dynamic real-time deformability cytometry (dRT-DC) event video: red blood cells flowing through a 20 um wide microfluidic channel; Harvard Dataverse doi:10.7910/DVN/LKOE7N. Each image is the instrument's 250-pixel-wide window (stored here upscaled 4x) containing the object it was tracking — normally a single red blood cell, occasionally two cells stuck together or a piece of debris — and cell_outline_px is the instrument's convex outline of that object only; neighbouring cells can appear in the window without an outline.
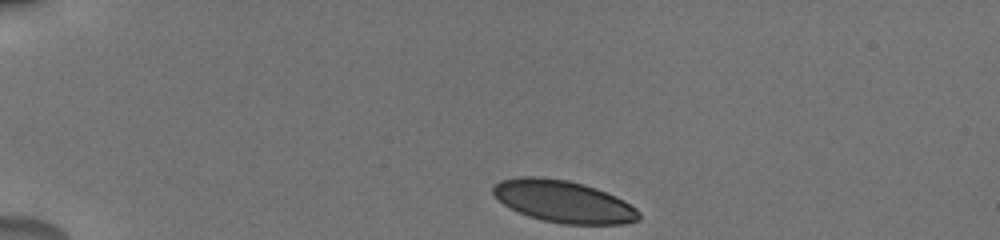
{"species": "human", "species_latin": "Homo sapiens", "temperature_condition": "cold", "stored_images_in_passage": 7, "camera_frame_rate_fps": 3000, "um_per_image_px": 0.085, "donor": {"sex": "male"}, "frame": {"image": 1, "passage_image": 1, "time_ms": 0.0, "image_size_px": [1000, 240], "cell_outline_px": [[640, 220], [624, 224], [564, 224], [544, 220], [528, 216], [504, 204], [492, 192], [492, 188], [500, 180], [520, 176], [536, 176], [568, 180], [584, 184], [596, 188], [616, 196], [624, 200], [636, 208], [640, 212]], "centroid_in_image_um": [47.93, 17.12], "position_along_channel_um": 37.1, "area_um2": 35.66}}
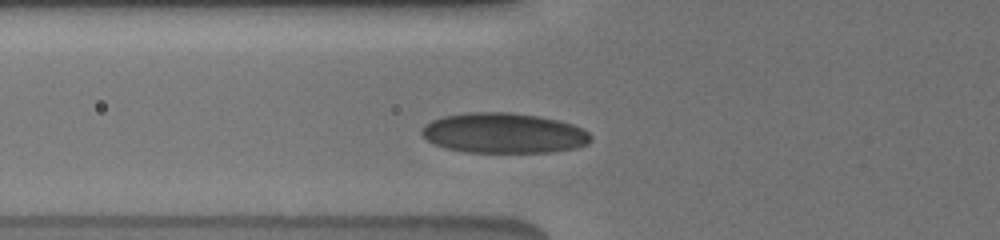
{"frame": {"image": 2, "passage_image": 7, "time_ms": 3.0, "image_size_px": [1000, 240], "cell_outline_px": [[592, 140], [588, 144], [576, 148], [552, 152], [464, 152], [444, 148], [428, 140], [420, 132], [420, 128], [424, 124], [432, 120], [444, 116], [468, 112], [508, 112], [536, 116], [560, 120], [584, 128], [592, 136]], "centroid_in_image_um": [42.83, 11.31], "position_along_channel_um": 83.0, "area_um2": 39.88}}